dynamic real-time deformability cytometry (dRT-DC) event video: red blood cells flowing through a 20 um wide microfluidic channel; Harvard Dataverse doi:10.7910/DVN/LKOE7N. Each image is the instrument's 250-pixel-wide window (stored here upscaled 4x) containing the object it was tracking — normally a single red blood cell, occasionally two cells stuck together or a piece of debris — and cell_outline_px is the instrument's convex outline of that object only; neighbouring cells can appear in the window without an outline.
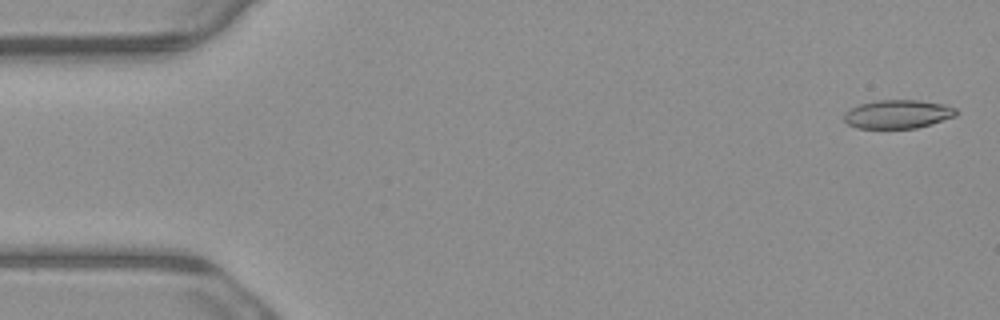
{"species": "common noctule bat (a hibernating species)", "species_latin": "Nyctalus noctula", "temperature_condition": "warm", "stored_images_in_passage": 5, "camera_frame_rate_fps": 3000, "um_per_image_px": 0.085, "animal": {"sex": "male", "body_mass_g": 23.1, "forearm_length_mm": 52.7}, "frame": {"image": 1, "passage_image": 1, "time_ms": 0.0, "image_size_px": [1000, 320], "cell_outline_px": [[960, 112], [956, 116], [932, 124], [916, 128], [856, 128], [848, 124], [844, 120], [844, 112], [860, 104], [876, 100], [920, 100], [944, 104], [956, 108]], "centroid_in_image_um": [76.35, 9.7], "position_along_channel_um": 8.7, "area_um2": 18.84}}
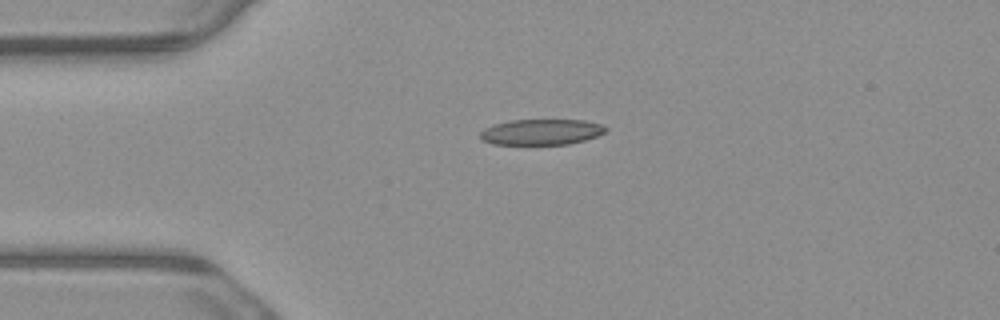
{"frame": {"image": 2, "passage_image": 4, "time_ms": 1.0, "image_size_px": [1000, 320], "cell_outline_px": [[608, 128], [604, 132], [596, 136], [584, 140], [568, 144], [492, 144], [484, 140], [480, 136], [480, 132], [484, 128], [496, 124], [512, 120], [584, 120], [600, 124]], "centroid_in_image_um": [46.02, 11.21], "position_along_channel_um": 39.0, "area_um2": 18.55}}